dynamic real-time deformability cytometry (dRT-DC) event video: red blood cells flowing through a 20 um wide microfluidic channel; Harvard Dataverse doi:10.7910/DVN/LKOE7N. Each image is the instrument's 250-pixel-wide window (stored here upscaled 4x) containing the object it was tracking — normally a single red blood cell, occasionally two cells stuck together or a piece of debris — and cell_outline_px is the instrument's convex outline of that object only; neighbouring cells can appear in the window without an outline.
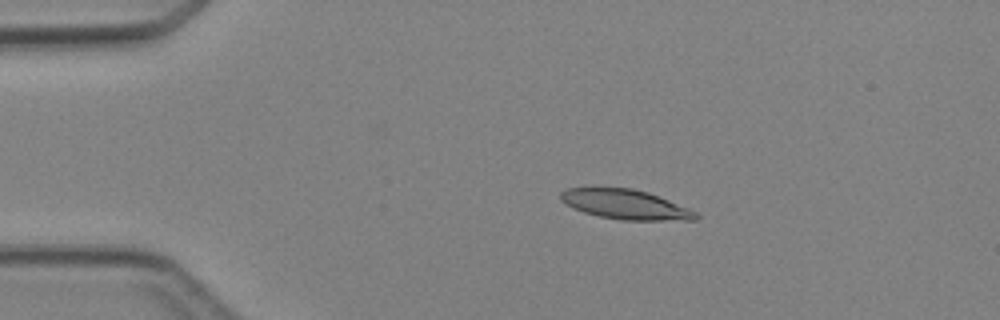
{"species": "Egyptian fruit bat (a non-hibernating species)", "species_latin": "Rousettus aegyptiacus", "temperature_condition": "cold", "stored_images_in_passage": 3, "camera_frame_rate_fps": 3000, "um_per_image_px": 0.085, "animal": {"sex": "female"}, "frame": {"image": 1, "passage_image": 2, "time_ms": 1.333, "image_size_px": [1000, 320], "cell_outline_px": [[700, 216], [696, 220], [620, 220], [600, 216], [584, 212], [560, 200], [560, 192], [568, 188], [632, 188], [648, 192], [688, 208], [696, 212]], "centroid_in_image_um": [53.19, 17.38], "position_along_channel_um": 31.8, "area_um2": 23.06}}